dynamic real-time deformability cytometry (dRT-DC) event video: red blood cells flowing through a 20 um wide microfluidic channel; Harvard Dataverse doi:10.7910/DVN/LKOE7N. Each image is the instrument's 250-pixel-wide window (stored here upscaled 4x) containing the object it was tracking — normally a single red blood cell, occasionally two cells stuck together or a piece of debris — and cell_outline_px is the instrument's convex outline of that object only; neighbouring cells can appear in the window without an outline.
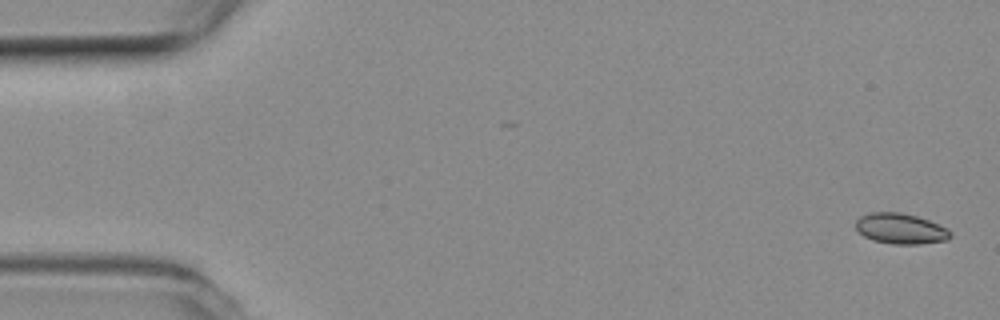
{"species": "common noctule bat (a hibernating species)", "species_latin": "Nyctalus noctula", "temperature_condition": "room temperature", "stored_images_in_passage": 46, "camera_frame_rate_fps": 3000, "um_per_image_px": 0.085, "animal": {"sex": "female", "body_mass_g": 19.3, "forearm_length_mm": 54.1}, "frame": {"image": 1, "passage_image": 1, "time_ms": 0.0, "image_size_px": [1000, 320], "cell_outline_px": [[952, 236], [948, 240], [920, 244], [892, 244], [872, 240], [864, 236], [856, 228], [856, 220], [860, 216], [872, 212], [900, 212], [916, 216], [928, 220], [948, 228], [952, 232]], "centroid_in_image_um": [76.58, 19.44], "position_along_channel_um": 8.4, "area_um2": 16.94}}
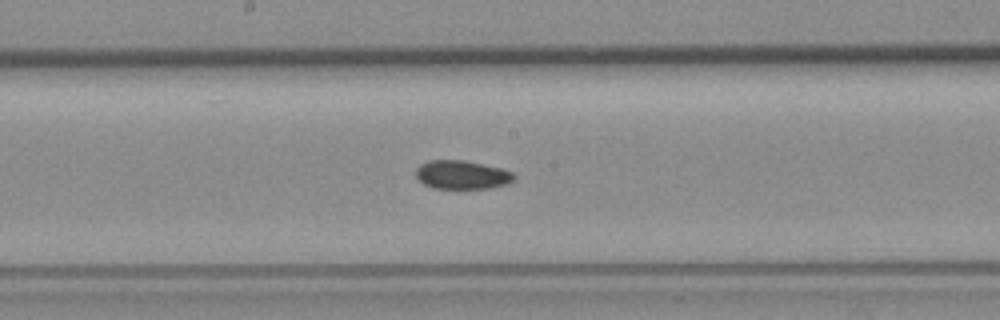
{"frame": {"image": 2, "passage_image": 27, "time_ms": 8.667, "image_size_px": [1000, 320], "cell_outline_px": [[516, 176], [508, 184], [488, 188], [432, 188], [424, 184], [416, 176], [416, 168], [420, 164], [428, 160], [464, 160], [500, 168], [512, 172]], "centroid_in_image_um": [39.25, 14.85], "position_along_channel_um": 209.0, "area_um2": 16.3}}
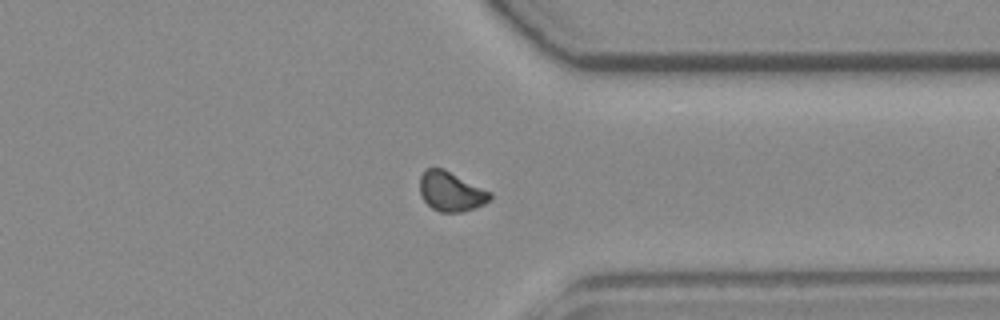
{"frame": {"image": 3, "passage_image": 40, "time_ms": 13.0, "image_size_px": [1000, 320], "cell_outline_px": [[492, 196], [484, 204], [476, 208], [460, 212], [440, 212], [432, 208], [420, 196], [420, 176], [428, 168], [444, 168], [492, 192]], "centroid_in_image_um": [38.34, 16.27], "position_along_channel_um": 373.1, "area_um2": 16.24}}